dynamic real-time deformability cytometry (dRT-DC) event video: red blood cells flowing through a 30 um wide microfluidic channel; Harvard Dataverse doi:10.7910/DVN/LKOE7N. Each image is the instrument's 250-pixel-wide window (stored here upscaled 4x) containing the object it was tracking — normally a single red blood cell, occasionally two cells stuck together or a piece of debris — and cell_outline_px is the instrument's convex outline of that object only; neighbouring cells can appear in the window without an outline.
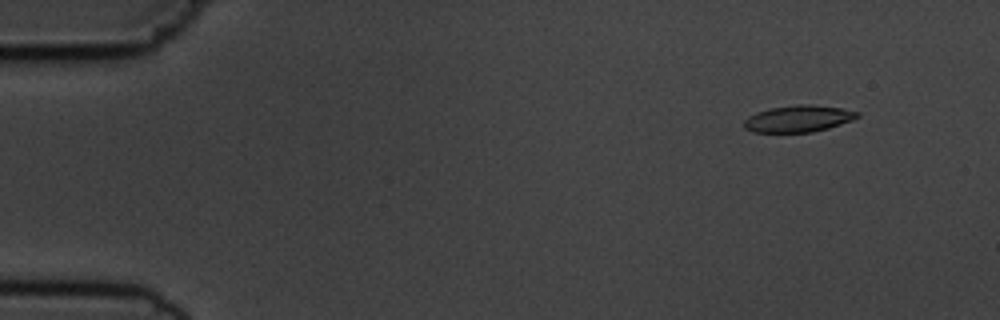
{"species": "common noctule bat (a hibernating species)", "species_latin": "Nyctalus noctula", "temperature_condition": "cold", "stored_images_in_passage": 11, "camera_frame_rate_fps": 3000, "um_per_image_px": 0.085, "animal": {"sex": "male", "body_mass_g": 19.5, "forearm_length_mm": 54.6}, "frame": {"image": 1, "passage_image": 2, "time_ms": 1.333, "image_size_px": [1000, 320], "cell_outline_px": [[860, 116], [852, 120], [828, 128], [812, 132], [752, 132], [744, 128], [744, 120], [748, 116], [756, 112], [772, 108], [796, 104], [808, 104], [840, 108], [860, 112]], "centroid_in_image_um": [67.85, 10.09], "position_along_channel_um": 17.2, "area_um2": 17.57}}
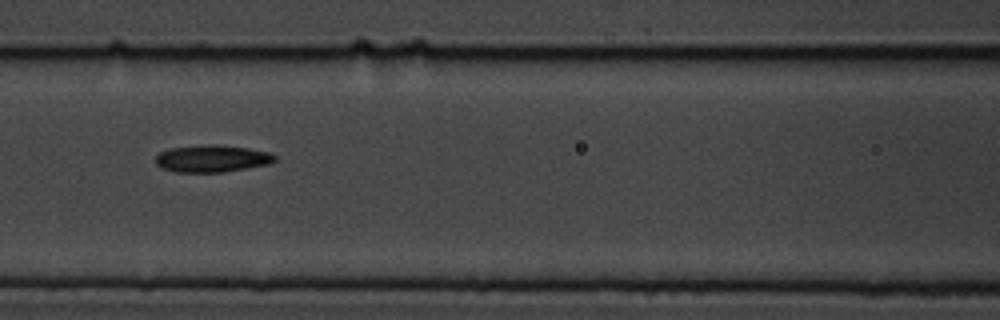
{"frame": {"image": 2, "passage_image": 7, "time_ms": 7.667, "image_size_px": [1000, 320], "cell_outline_px": [[276, 160], [268, 164], [224, 172], [176, 172], [164, 168], [156, 164], [156, 156], [160, 152], [168, 148], [208, 144], [220, 144], [248, 148], [268, 152], [276, 156]], "centroid_in_image_um": [18.02, 13.47], "position_along_channel_um": 148.6, "area_um2": 18.84}}
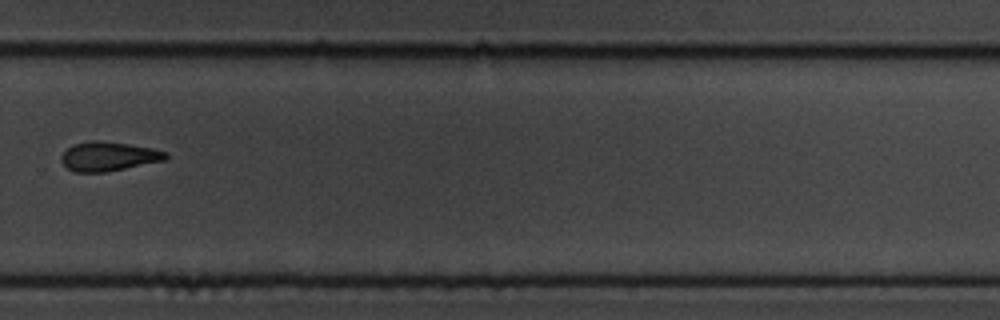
{"frame": {"image": 3, "passage_image": 11, "time_ms": 12.333, "image_size_px": [1000, 320], "cell_outline_px": [[168, 160], [104, 172], [76, 172], [68, 168], [60, 160], [60, 156], [68, 148], [76, 144], [88, 140], [100, 140], [128, 144], [152, 148], [168, 152]], "centroid_in_image_um": [9.26, 13.29], "position_along_channel_um": 320.5, "area_um2": 17.8}}